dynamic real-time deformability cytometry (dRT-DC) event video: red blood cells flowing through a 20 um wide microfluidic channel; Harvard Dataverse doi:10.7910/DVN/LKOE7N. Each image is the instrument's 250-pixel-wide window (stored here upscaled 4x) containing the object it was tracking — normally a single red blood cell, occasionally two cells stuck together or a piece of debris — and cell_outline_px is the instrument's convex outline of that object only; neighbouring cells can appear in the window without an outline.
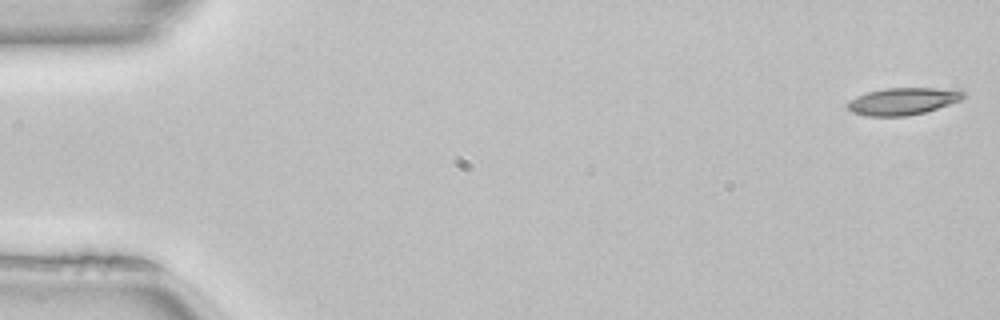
{"species": "common noctule bat (a hibernating species)", "species_latin": "Nyctalus noctula", "temperature_condition": "room temperature", "stored_images_in_passage": 50, "camera_frame_rate_fps": 3000, "um_per_image_px": 0.085, "animal": {"sex": "female", "body_mass_g": 22.7, "forearm_length_mm": 54.2}, "frame": {"image": 1, "passage_image": 1, "time_ms": 0.0, "image_size_px": [1000, 320], "cell_outline_px": [[968, 96], [960, 100], [924, 112], [908, 116], [868, 116], [852, 112], [848, 108], [848, 100], [856, 96], [868, 92], [884, 88], [936, 88], [964, 92]], "centroid_in_image_um": [76.71, 8.6], "position_along_channel_um": 8.3, "area_um2": 18.09}}
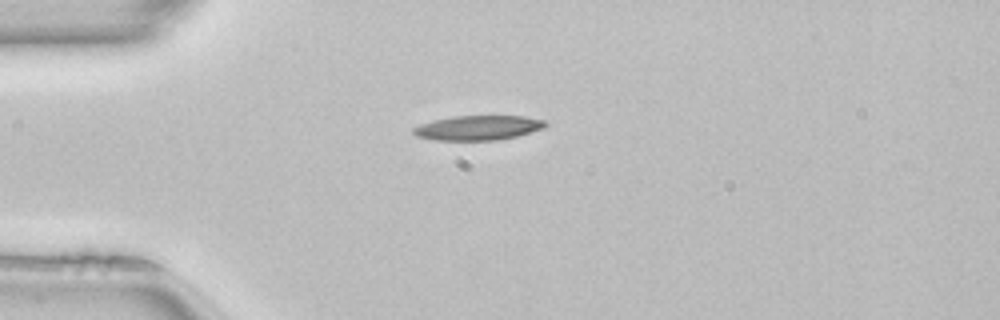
{"frame": {"image": 2, "passage_image": 13, "time_ms": 4.0, "image_size_px": [1000, 320], "cell_outline_px": [[548, 124], [544, 128], [516, 136], [496, 140], [436, 140], [416, 136], [412, 132], [412, 128], [420, 124], [432, 120], [452, 116], [524, 116], [544, 120]], "centroid_in_image_um": [40.61, 10.85], "position_along_channel_um": 44.4, "area_um2": 18.96}}
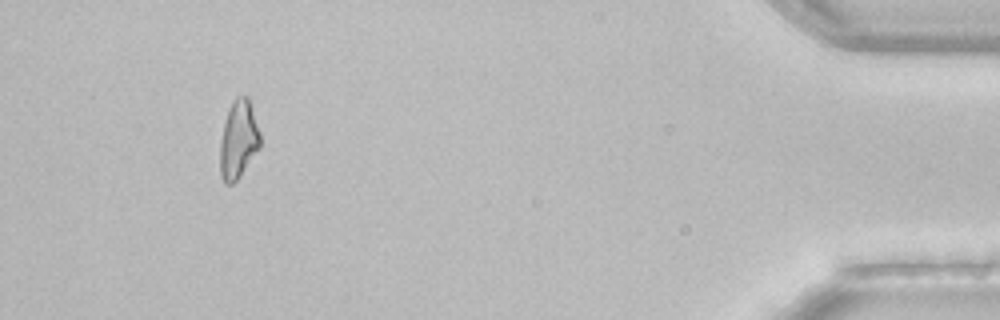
{"frame": {"image": 3, "passage_image": 47, "time_ms": 15.333, "image_size_px": [1000, 320], "cell_outline_px": [[260, 148], [240, 176], [232, 184], [224, 184], [220, 176], [220, 140], [228, 108], [236, 96], [248, 96], [260, 132]], "centroid_in_image_um": [20.26, 11.88], "position_along_channel_um": 414.9, "area_um2": 18.38}}